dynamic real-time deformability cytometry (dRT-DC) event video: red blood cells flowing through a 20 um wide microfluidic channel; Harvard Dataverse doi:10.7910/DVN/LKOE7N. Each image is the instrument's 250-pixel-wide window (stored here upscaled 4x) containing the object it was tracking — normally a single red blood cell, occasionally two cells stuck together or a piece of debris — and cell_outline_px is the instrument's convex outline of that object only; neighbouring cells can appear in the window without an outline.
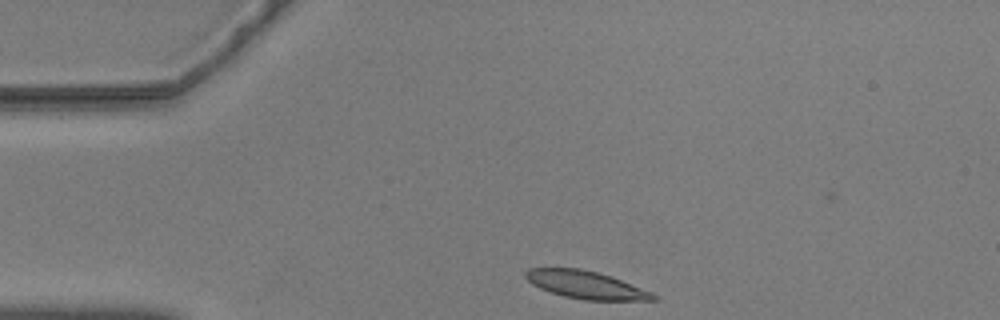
{"species": "common noctule bat (a hibernating species)", "species_latin": "Nyctalus noctula", "temperature_condition": "warm", "stored_images_in_passage": 39, "camera_frame_rate_fps": 3000, "um_per_image_px": 0.085, "animal": {"sex": "male", "body_mass_g": 20.5, "forearm_length_mm": 52.5}, "frame": {"image": 1, "passage_image": 1, "time_ms": 0.0, "image_size_px": [1000, 320], "cell_outline_px": [[660, 300], [584, 300], [564, 296], [540, 288], [532, 284], [524, 276], [524, 272], [528, 268], [580, 268], [612, 276], [652, 292], [660, 296]], "centroid_in_image_um": [49.84, 24.21], "position_along_channel_um": 35.2, "area_um2": 20.69}}
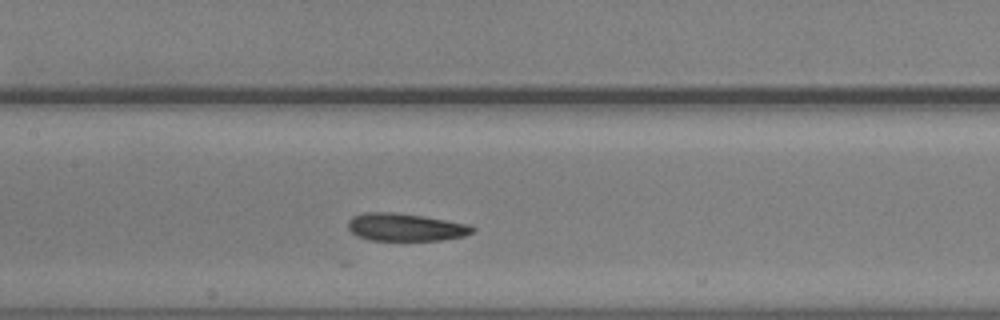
{"frame": {"image": 2, "passage_image": 16, "time_ms": 5.0, "image_size_px": [1000, 320], "cell_outline_px": [[476, 228], [472, 232], [464, 236], [440, 240], [372, 240], [356, 236], [348, 228], [348, 220], [352, 216], [364, 212], [396, 212], [472, 224]], "centroid_in_image_um": [34.46, 19.3], "position_along_channel_um": 172.9, "area_um2": 20.17}}
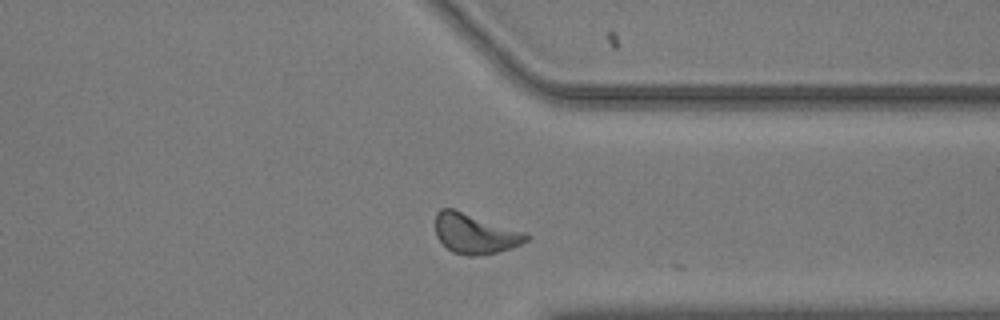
{"frame": {"image": 3, "passage_image": 33, "time_ms": 10.667, "image_size_px": [1000, 320], "cell_outline_px": [[528, 240], [512, 248], [496, 252], [476, 256], [468, 256], [452, 252], [436, 236], [436, 212], [440, 208], [452, 208], [524, 232], [528, 236]], "centroid_in_image_um": [40.34, 19.86], "position_along_channel_um": 371.1, "area_um2": 20.87}}